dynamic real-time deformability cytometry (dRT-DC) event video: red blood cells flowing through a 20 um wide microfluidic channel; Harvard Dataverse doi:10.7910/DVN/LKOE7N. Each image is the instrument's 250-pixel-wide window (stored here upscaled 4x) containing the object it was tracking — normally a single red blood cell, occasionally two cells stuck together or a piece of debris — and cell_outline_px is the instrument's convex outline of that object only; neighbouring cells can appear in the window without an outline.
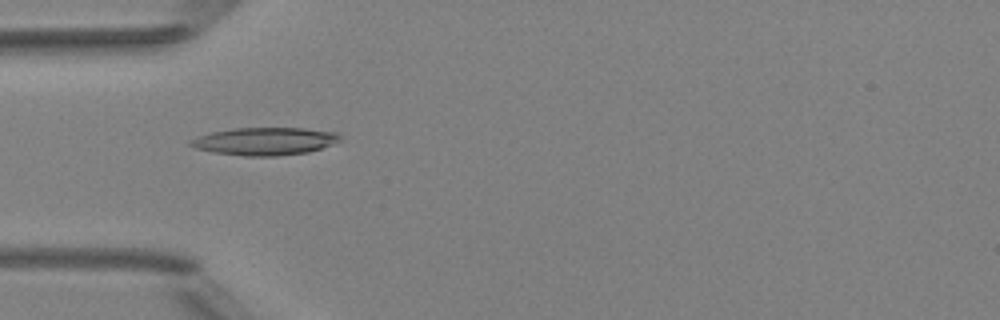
{"species": "Egyptian fruit bat (a non-hibernating species)", "species_latin": "Rousettus aegyptiacus", "temperature_condition": "room temperature", "stored_images_in_passage": 4, "camera_frame_rate_fps": 3000, "um_per_image_px": 0.085, "animal": {"sex": "female"}, "frame": {"image": 1, "passage_image": 1, "time_ms": 0.0, "image_size_px": [1000, 320], "cell_outline_px": [[340, 140], [332, 144], [308, 152], [276, 156], [244, 156], [212, 152], [196, 148], [188, 144], [188, 140], [208, 132], [232, 128], [304, 128], [336, 132], [340, 136]], "centroid_in_image_um": [22.45, 12.0], "position_along_channel_um": 62.6, "area_um2": 24.22}}
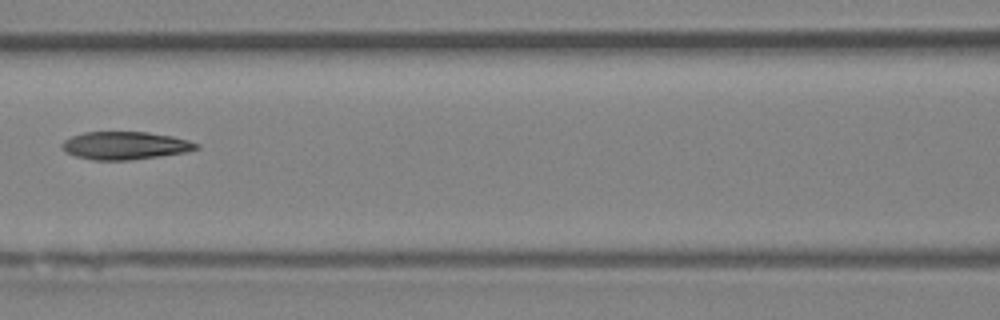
{"frame": {"image": 2, "passage_image": 3, "time_ms": 2.333, "image_size_px": [1000, 320], "cell_outline_px": [[200, 148], [188, 152], [132, 160], [92, 160], [76, 156], [68, 152], [60, 144], [64, 140], [72, 136], [84, 132], [148, 132], [172, 136], [188, 140], [200, 144]], "centroid_in_image_um": [10.68, 12.37], "position_along_channel_um": 155.9, "area_um2": 21.85}}
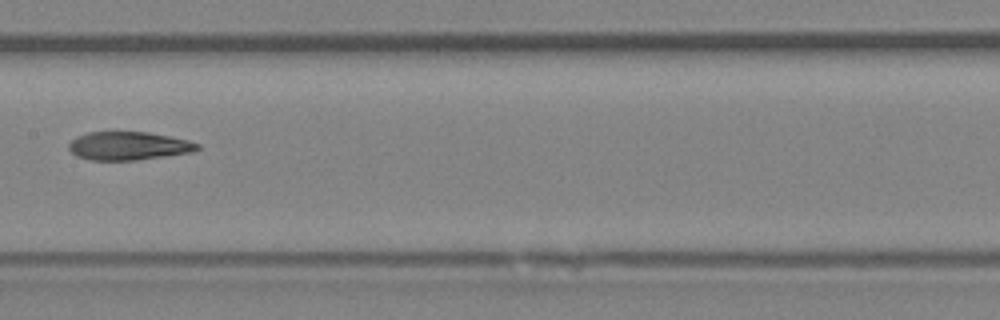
{"frame": {"image": 3, "passage_image": 4, "time_ms": 3.333, "image_size_px": [1000, 320], "cell_outline_px": [[200, 148], [192, 152], [136, 160], [88, 160], [76, 156], [68, 148], [68, 144], [76, 136], [88, 132], [148, 132], [188, 140], [200, 144]], "centroid_in_image_um": [10.9, 12.4], "position_along_channel_um": 196.5, "area_um2": 21.21}}